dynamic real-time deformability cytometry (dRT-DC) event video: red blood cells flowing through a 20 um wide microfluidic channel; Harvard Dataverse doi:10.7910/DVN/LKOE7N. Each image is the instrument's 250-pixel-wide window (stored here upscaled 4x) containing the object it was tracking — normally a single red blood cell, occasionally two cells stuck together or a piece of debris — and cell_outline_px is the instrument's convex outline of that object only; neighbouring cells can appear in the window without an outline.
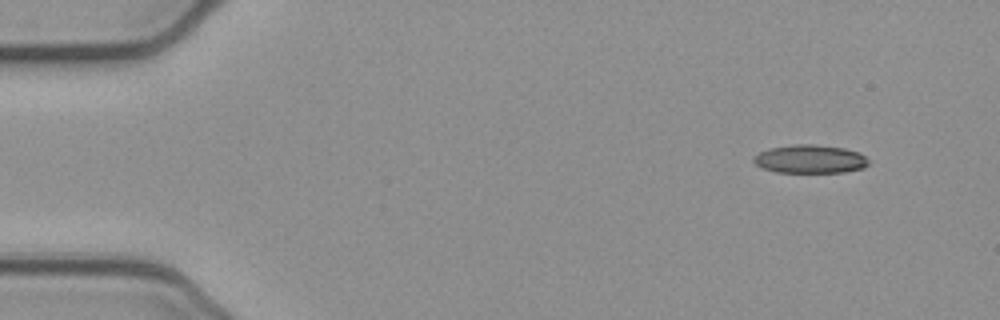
{"species": "common noctule bat (a hibernating species)", "species_latin": "Nyctalus noctula", "temperature_condition": "cold", "stored_images_in_passage": 49, "camera_frame_rate_fps": 3000, "um_per_image_px": 0.085, "animal": {"sex": "female", "body_mass_g": 21.9}, "frame": {"image": 1, "passage_image": 1, "time_ms": 0.0, "image_size_px": [1000, 320], "cell_outline_px": [[868, 164], [864, 168], [844, 172], [776, 172], [764, 168], [756, 164], [752, 160], [752, 156], [768, 148], [796, 144], [812, 144], [844, 148], [860, 152], [868, 160]], "centroid_in_image_um": [68.85, 13.51], "position_along_channel_um": 16.2, "area_um2": 19.02}}
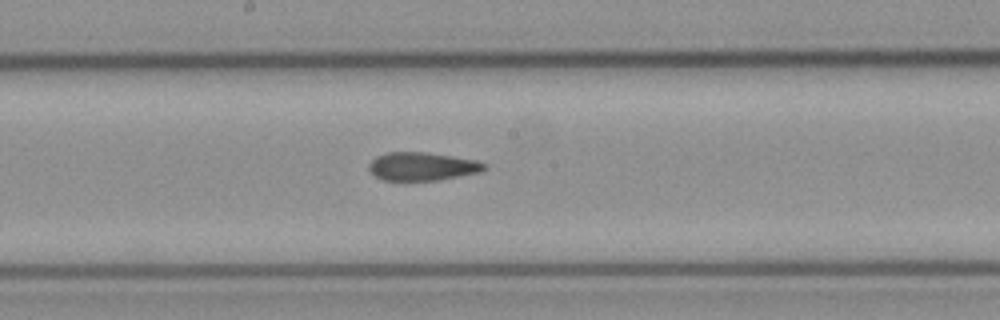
{"frame": {"image": 2, "passage_image": 24, "time_ms": 7.667, "image_size_px": [1000, 320], "cell_outline_px": [[488, 168], [480, 172], [436, 180], [380, 180], [368, 168], [368, 164], [376, 156], [388, 152], [424, 152], [452, 156], [476, 160], [488, 164]], "centroid_in_image_um": [35.89, 14.14], "position_along_channel_um": 212.3, "area_um2": 18.96}}
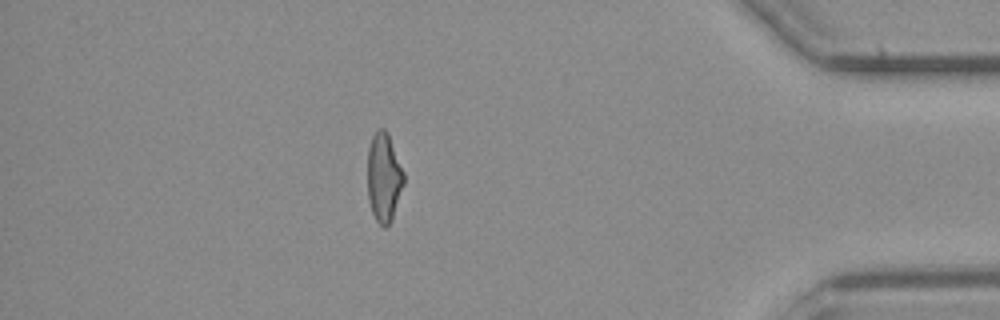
{"frame": {"image": 3, "passage_image": 42, "time_ms": 13.667, "image_size_px": [1000, 320], "cell_outline_px": [[404, 184], [392, 220], [384, 228], [376, 220], [372, 212], [368, 200], [368, 148], [372, 136], [380, 128], [384, 128], [388, 132], [404, 172]], "centroid_in_image_um": [32.63, 15.08], "position_along_channel_um": 402.6, "area_um2": 18.84}, "authors_computed_cell_mechanics": {"area_um2": 19.7676, "velocity_mm_per_s": 3.9075, "shape_relaxation_time_tau1_ms": null, "shape_relaxation_time_tau2_ms": 3.3608, "deformation_change_tau1": null, "deformation_change_tau2": 0.1068}}